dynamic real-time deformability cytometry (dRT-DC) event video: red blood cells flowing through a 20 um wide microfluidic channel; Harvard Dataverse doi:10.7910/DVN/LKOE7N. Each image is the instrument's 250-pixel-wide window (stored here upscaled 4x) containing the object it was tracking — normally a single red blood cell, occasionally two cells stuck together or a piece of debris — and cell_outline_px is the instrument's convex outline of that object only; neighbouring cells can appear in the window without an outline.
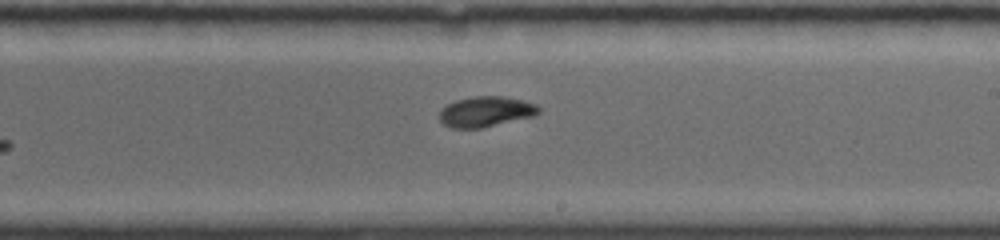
{"species": "common noctule bat (a hibernating species)", "species_latin": "Nyctalus noctula", "temperature_condition": "room temperature", "stored_images_in_passage": 12, "camera_frame_rate_fps": 4000, "um_per_image_px": 0.085, "animal": {"sex": "female", "body_mass_g": 19.0, "forearm_length_mm": 56.7}, "frame": {"image": 1, "passage_image": 12, "time_ms": 8.25, "image_size_px": [1000, 240], "cell_outline_px": [[540, 112], [536, 116], [484, 128], [452, 128], [444, 124], [440, 120], [440, 108], [456, 100], [472, 96], [504, 96], [524, 100], [536, 104], [540, 108]], "centroid_in_image_um": [41.33, 9.49], "position_along_channel_um": 247.7, "area_um2": 17.92}}